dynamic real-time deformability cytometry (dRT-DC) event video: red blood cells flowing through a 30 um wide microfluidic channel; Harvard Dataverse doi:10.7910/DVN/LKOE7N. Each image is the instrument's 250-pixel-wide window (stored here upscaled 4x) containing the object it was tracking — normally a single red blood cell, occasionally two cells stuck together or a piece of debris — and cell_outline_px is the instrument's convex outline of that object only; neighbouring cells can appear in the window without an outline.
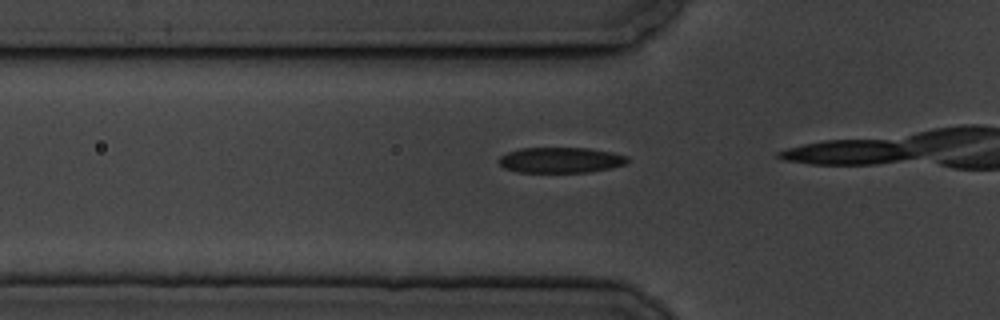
{"species": "common noctule bat (a hibernating species)", "species_latin": "Nyctalus noctula", "temperature_condition": "cold", "stored_images_in_passage": 11, "camera_frame_rate_fps": 3000, "um_per_image_px": 0.085, "animal": {"sex": "male", "body_mass_g": 19.5, "forearm_length_mm": 54.6}, "frame": {"image": 1, "passage_image": 7, "time_ms": 2.0, "image_size_px": [1000, 320], "cell_outline_px": [[628, 164], [612, 168], [588, 172], [520, 172], [504, 168], [500, 164], [500, 156], [508, 152], [520, 148], [588, 148], [612, 152], [628, 156]], "centroid_in_image_um": [47.7, 13.6], "position_along_channel_um": 78.1, "area_um2": 19.19}}
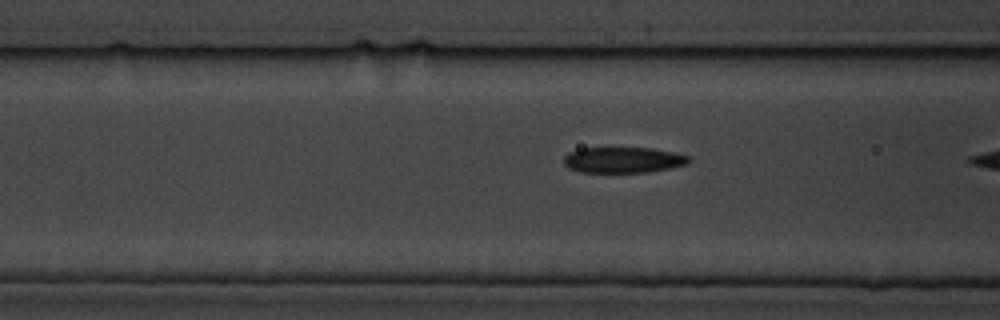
{"frame": {"image": 2, "passage_image": 10, "time_ms": 3.0, "image_size_px": [1000, 320], "cell_outline_px": [[688, 164], [672, 168], [648, 172], [580, 172], [568, 168], [564, 164], [564, 156], [568, 152], [580, 148], [652, 148], [672, 152], [688, 156]], "centroid_in_image_um": [52.93, 13.6], "position_along_channel_um": 113.7, "area_um2": 18.79}}